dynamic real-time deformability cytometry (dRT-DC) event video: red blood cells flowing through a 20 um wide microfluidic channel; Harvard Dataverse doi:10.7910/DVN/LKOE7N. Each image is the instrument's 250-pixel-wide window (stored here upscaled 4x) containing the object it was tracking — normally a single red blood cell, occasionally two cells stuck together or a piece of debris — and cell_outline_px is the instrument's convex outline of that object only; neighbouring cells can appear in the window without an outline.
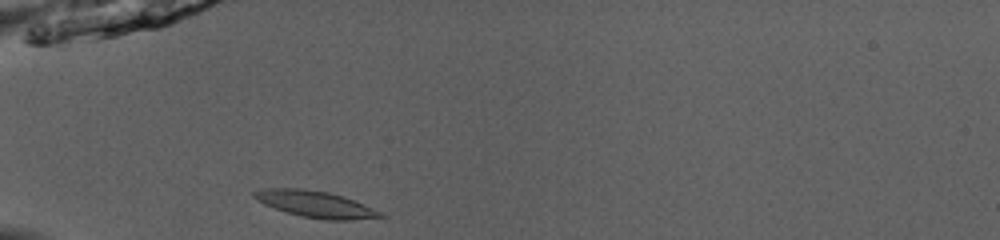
{"species": "common noctule bat (a hibernating species)", "species_latin": "Nyctalus noctula", "temperature_condition": "room temperature", "stored_images_in_passage": 34, "camera_frame_rate_fps": 3000, "um_per_image_px": 0.085, "animal": {"sex": "male", "body_mass_g": 13.0, "forearm_length_mm": 53.1}, "frame": {"image": 1, "passage_image": 1, "time_ms": 0.0, "image_size_px": [1000, 240], "cell_outline_px": [[388, 216], [348, 220], [324, 220], [300, 216], [264, 204], [256, 200], [252, 196], [252, 192], [264, 188], [304, 188], [328, 192], [344, 196], [384, 212]], "centroid_in_image_um": [26.84, 17.35], "position_along_channel_um": 58.2, "area_um2": 19.65}}
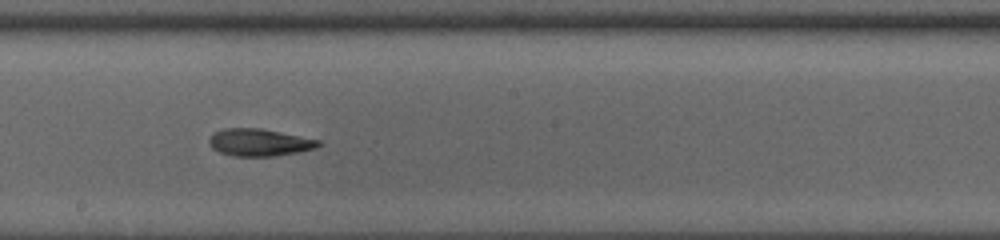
{"frame": {"image": 2, "passage_image": 14, "time_ms": 4.333, "image_size_px": [1000, 240], "cell_outline_px": [[324, 144], [316, 148], [276, 156], [232, 156], [220, 152], [212, 148], [208, 140], [216, 132], [224, 128], [260, 128], [320, 140]], "centroid_in_image_um": [22.07, 12.11], "position_along_channel_um": 226.1, "area_um2": 17.28}}
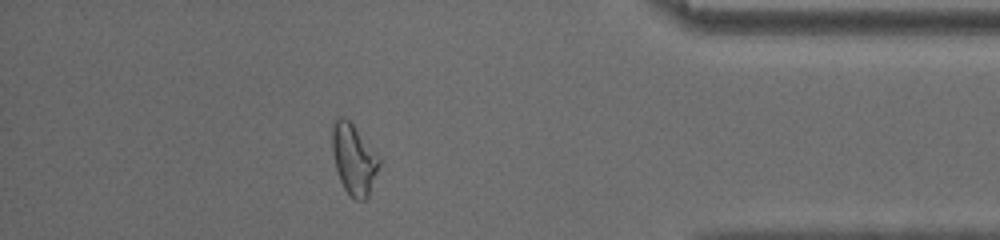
{"frame": {"image": 3, "passage_image": 29, "time_ms": 9.333, "image_size_px": [1000, 240], "cell_outline_px": [[380, 164], [368, 196], [364, 200], [356, 200], [344, 188], [340, 180], [336, 168], [332, 148], [332, 124], [340, 116], [344, 116], [352, 124], [380, 160]], "centroid_in_image_um": [30.05, 13.54], "position_along_channel_um": 405.2, "area_um2": 18.67}, "authors_computed_cell_mechanics": {"area_um2": 18.0625, "velocity_mm_per_s": 4.1009, "shape_relaxation_time_tau1_ms": 4.2027, "shape_relaxation_time_tau2_ms": 6.728, "deformation_change_tau1": 0.1492, "deformation_change_tau2": 0.1015}}